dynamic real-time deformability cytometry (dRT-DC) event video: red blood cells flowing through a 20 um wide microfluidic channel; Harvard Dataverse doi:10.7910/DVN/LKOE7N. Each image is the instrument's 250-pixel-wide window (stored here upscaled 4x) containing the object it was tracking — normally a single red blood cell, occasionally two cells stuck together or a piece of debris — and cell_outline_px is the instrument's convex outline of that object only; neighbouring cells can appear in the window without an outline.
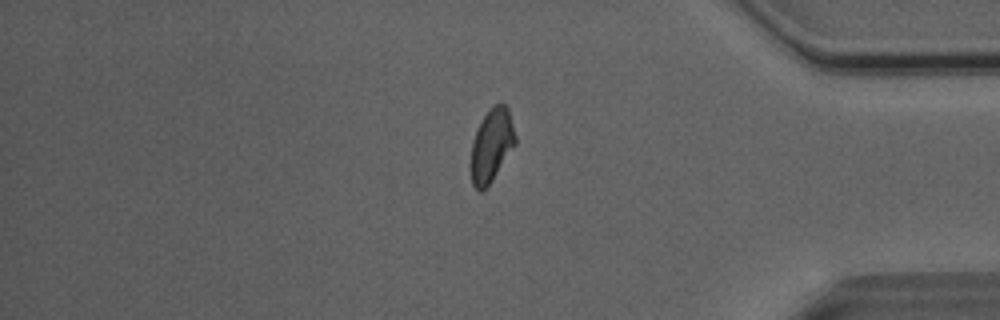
{"species": "Egyptian fruit bat (a non-hibernating species)", "species_latin": "Rousettus aegyptiacus", "temperature_condition": "room temperature", "stored_images_in_passage": 38, "camera_frame_rate_fps": 3000, "um_per_image_px": 0.085, "animal": {"sex": "male"}, "frame": {"image": 1, "passage_image": 33, "time_ms": 10.667, "image_size_px": [1000, 320], "cell_outline_px": [[516, 144], [492, 180], [480, 192], [472, 184], [472, 140], [484, 116], [492, 104], [504, 104], [508, 108], [516, 136]], "centroid_in_image_um": [41.81, 12.32], "position_along_channel_um": 393.4, "area_um2": 18.5}}